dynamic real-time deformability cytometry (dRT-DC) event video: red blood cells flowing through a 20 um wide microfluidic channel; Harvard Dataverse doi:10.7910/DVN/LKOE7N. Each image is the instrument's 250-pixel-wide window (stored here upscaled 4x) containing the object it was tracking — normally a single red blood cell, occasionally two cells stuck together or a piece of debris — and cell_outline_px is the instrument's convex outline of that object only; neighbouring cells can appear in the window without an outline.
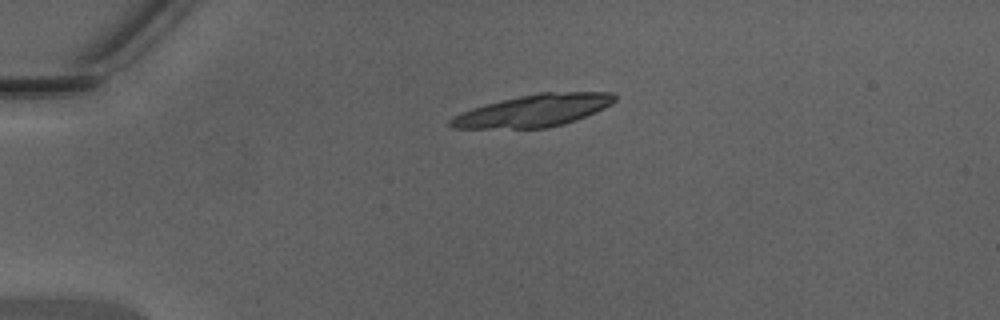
{"species": "Egyptian fruit bat (a non-hibernating species)", "species_latin": "Rousettus aegyptiacus", "temperature_condition": "warm", "stored_images_in_passage": 37, "camera_frame_rate_fps": 3000, "um_per_image_px": 0.085, "animal": {"sex": "male"}, "frame": {"image": 1, "passage_image": 1, "time_ms": 0.0, "image_size_px": [1000, 320], "cell_outline_px": [[616, 100], [604, 108], [576, 120], [564, 124], [548, 128], [452, 128], [448, 124], [448, 120], [472, 108], [500, 100], [540, 92], [612, 92], [616, 96]], "centroid_in_image_um": [45.38, 9.4], "position_along_channel_um": 39.6, "area_um2": 30.52}}